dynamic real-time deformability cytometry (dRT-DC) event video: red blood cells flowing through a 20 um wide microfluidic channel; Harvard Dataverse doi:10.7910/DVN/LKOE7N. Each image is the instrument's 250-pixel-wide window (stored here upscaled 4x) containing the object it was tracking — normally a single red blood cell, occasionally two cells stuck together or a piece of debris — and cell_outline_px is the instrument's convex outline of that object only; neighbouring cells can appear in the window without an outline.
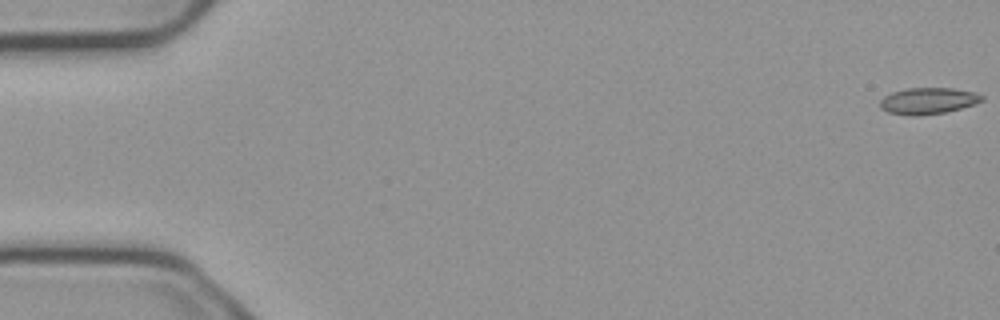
{"species": "common noctule bat (a hibernating species)", "species_latin": "Nyctalus noctula", "temperature_condition": "cold", "stored_images_in_passage": 11, "camera_frame_rate_fps": 3000, "um_per_image_px": 0.085, "animal": {"sex": "male", "body_mass_g": 23.1, "forearm_length_mm": 52.7}, "frame": {"image": 1, "passage_image": 1, "time_ms": 0.0, "image_size_px": [1000, 320], "cell_outline_px": [[984, 100], [976, 104], [944, 112], [920, 116], [908, 116], [888, 112], [880, 108], [880, 100], [884, 96], [892, 92], [908, 88], [952, 88], [976, 92], [984, 96]], "centroid_in_image_um": [78.89, 8.57], "position_along_channel_um": 6.1, "area_um2": 15.84}}
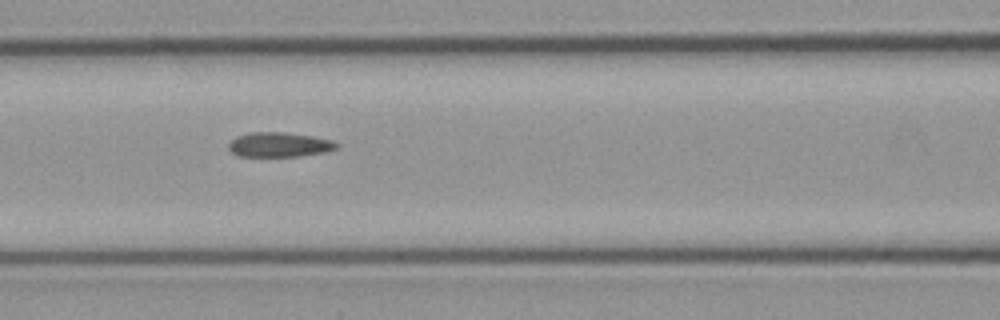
{"frame": {"image": 2, "passage_image": 7, "time_ms": 2.0, "image_size_px": [1000, 320], "cell_outline_px": [[340, 148], [324, 152], [300, 156], [240, 156], [232, 152], [228, 148], [228, 144], [236, 136], [252, 132], [284, 132], [312, 136], [332, 140], [340, 144]], "centroid_in_image_um": [23.77, 12.29], "position_along_channel_um": 142.8, "area_um2": 15.55}}
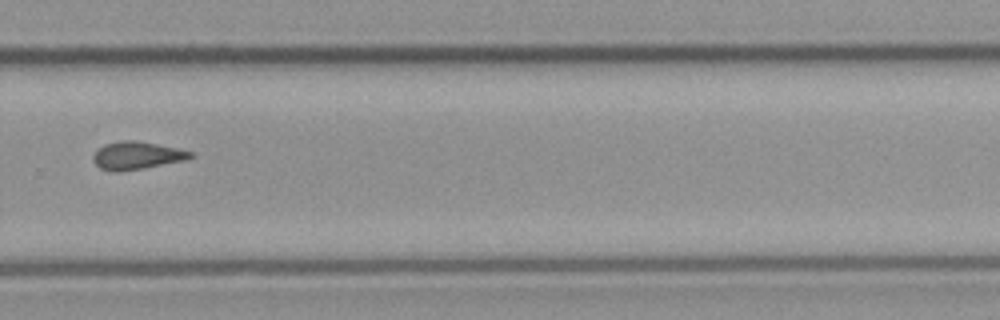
{"frame": {"image": 3, "passage_image": 11, "time_ms": 3.333, "image_size_px": [1000, 320], "cell_outline_px": [[196, 156], [188, 160], [144, 168], [120, 172], [112, 172], [100, 168], [92, 160], [92, 156], [104, 144], [120, 140], [136, 140], [176, 148], [192, 152]], "centroid_in_image_um": [11.64, 13.23], "position_along_channel_um": 318.2, "area_um2": 15.9}}